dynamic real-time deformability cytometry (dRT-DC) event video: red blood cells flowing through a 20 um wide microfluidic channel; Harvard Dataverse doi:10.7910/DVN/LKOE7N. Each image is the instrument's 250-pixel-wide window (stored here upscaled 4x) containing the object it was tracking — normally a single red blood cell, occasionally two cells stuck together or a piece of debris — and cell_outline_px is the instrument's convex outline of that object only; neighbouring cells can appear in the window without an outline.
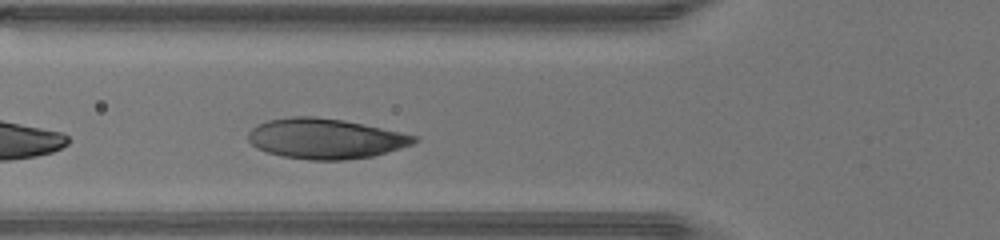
{"species": "human", "species_latin": "Homo sapiens", "temperature_condition": "warm", "stored_images_in_passage": 12, "camera_frame_rate_fps": 3000, "um_per_image_px": 0.085, "donor": {"sex": "male"}, "frame": {"image": 1, "passage_image": 4, "time_ms": 1.0, "image_size_px": [1000, 240], "cell_outline_px": [[420, 140], [412, 144], [400, 148], [372, 156], [344, 160], [308, 160], [284, 156], [268, 152], [256, 148], [248, 140], [248, 132], [256, 124], [268, 120], [292, 116], [312, 116], [344, 120], [364, 124], [420, 136]], "centroid_in_image_um": [27.67, 11.77], "position_along_channel_um": 98.1, "area_um2": 39.02}}
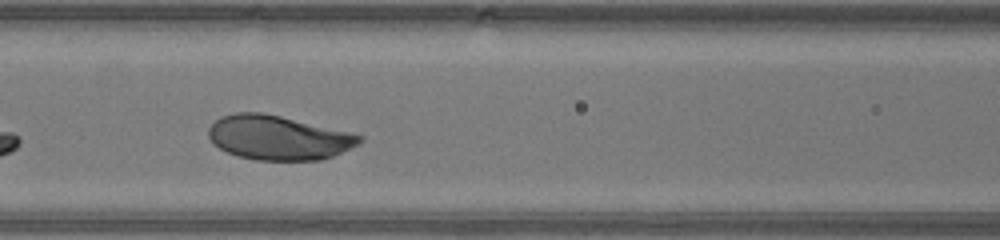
{"frame": {"image": 2, "passage_image": 7, "time_ms": 2.0, "image_size_px": [1000, 240], "cell_outline_px": [[364, 140], [360, 144], [332, 156], [320, 160], [256, 160], [236, 156], [220, 148], [208, 136], [208, 128], [220, 116], [236, 112], [260, 112], [280, 116], [352, 132], [364, 136]], "centroid_in_image_um": [23.69, 11.7], "position_along_channel_um": 142.9, "area_um2": 39.07}}
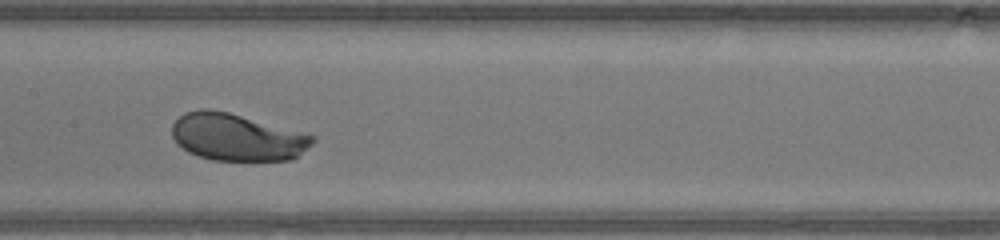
{"frame": {"image": 3, "passage_image": 10, "time_ms": 3.0, "image_size_px": [1000, 240], "cell_outline_px": [[316, 140], [312, 144], [292, 160], [212, 160], [196, 156], [188, 152], [176, 144], [172, 136], [172, 124], [184, 112], [200, 108], [212, 108], [228, 112], [316, 136]], "centroid_in_image_um": [20.09, 11.66], "position_along_channel_um": 187.3, "area_um2": 38.73}}